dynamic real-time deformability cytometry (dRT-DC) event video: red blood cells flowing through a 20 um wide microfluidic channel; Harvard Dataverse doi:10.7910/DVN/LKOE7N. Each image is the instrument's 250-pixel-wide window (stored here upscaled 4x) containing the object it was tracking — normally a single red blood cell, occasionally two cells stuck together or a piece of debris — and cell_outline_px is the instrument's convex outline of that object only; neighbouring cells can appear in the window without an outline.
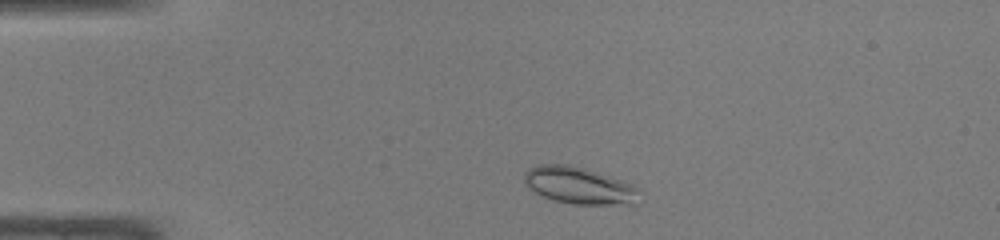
{"species": "common noctule bat (a hibernating species)", "species_latin": "Nyctalus noctula", "temperature_condition": "warm", "stored_images_in_passage": 41, "camera_frame_rate_fps": 3000, "um_per_image_px": 0.085, "animal": {"sex": "male", "body_mass_g": 19.0, "forearm_length_mm": 50.8}, "frame": {"image": 1, "passage_image": 4, "time_ms": 1.0, "image_size_px": [1000, 240], "cell_outline_px": [[640, 204], [576, 204], [552, 200], [536, 192], [524, 180], [524, 172], [528, 168], [540, 164], [568, 164], [584, 168], [632, 184], [636, 188]], "centroid_in_image_um": [49.23, 15.77], "position_along_channel_um": 35.8, "area_um2": 24.39}}
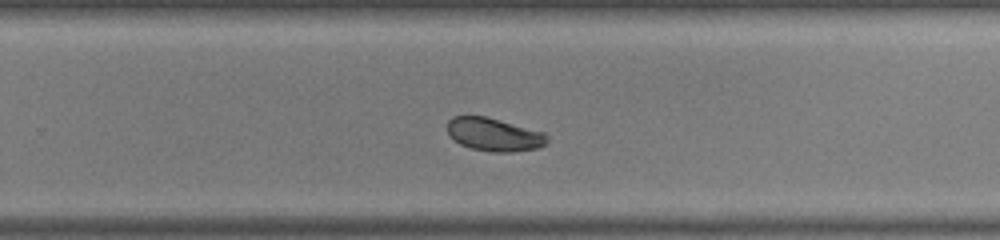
{"frame": {"image": 2, "passage_image": 25, "time_ms": 8.0, "image_size_px": [1000, 240], "cell_outline_px": [[548, 140], [540, 148], [512, 152], [492, 152], [472, 148], [460, 144], [452, 140], [448, 136], [448, 120], [452, 116], [484, 116], [544, 132], [548, 136]], "centroid_in_image_um": [41.97, 11.44], "position_along_channel_um": 287.8, "area_um2": 19.31}}
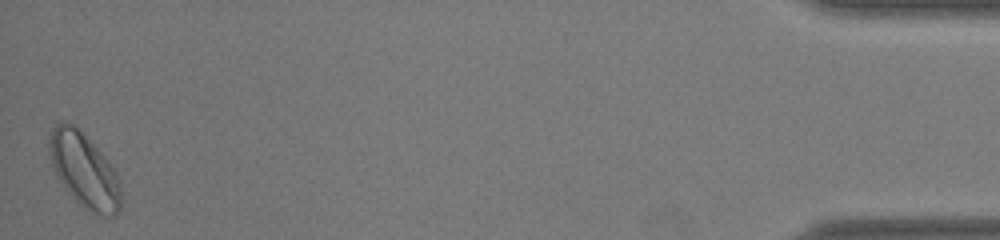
{"frame": {"image": 3, "passage_image": 41, "time_ms": 13.333, "image_size_px": [1000, 240], "cell_outline_px": [[120, 208], [116, 216], [96, 216], [84, 208], [64, 188], [56, 176], [48, 152], [48, 140], [52, 128], [56, 124], [72, 124], [104, 156], [116, 172], [120, 180]], "centroid_in_image_um": [7.15, 14.55], "position_along_channel_um": 428.0, "area_um2": 30.81}, "authors_computed_cell_mechanics": {"area_um2": 20.9814, "velocity_mm_per_s": 4.238, "shape_relaxation_time_tau1_ms": 5.624, "shape_relaxation_time_tau2_ms": null, "deformation_change_tau1": 0.1016, "deformation_change_tau2": null}}